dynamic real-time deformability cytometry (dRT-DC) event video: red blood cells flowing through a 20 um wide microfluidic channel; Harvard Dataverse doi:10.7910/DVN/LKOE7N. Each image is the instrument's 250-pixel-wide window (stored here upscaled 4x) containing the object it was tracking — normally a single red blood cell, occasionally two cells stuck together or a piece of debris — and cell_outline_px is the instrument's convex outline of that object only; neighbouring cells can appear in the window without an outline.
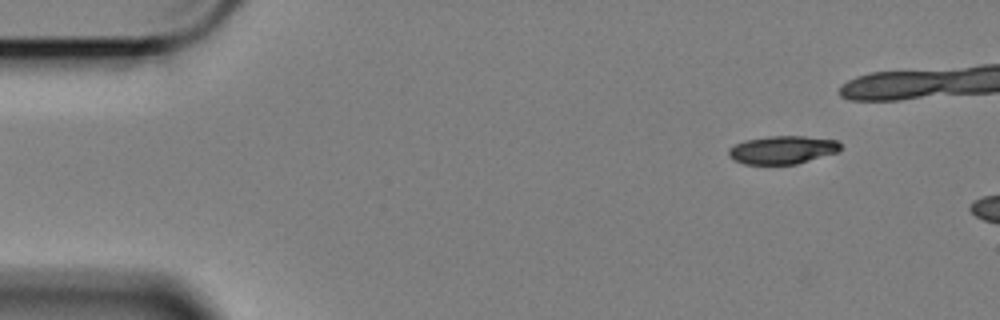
{"species": "Egyptian fruit bat (a non-hibernating species)", "species_latin": "Rousettus aegyptiacus", "temperature_condition": "cold", "stored_images_in_passage": 12, "camera_frame_rate_fps": 3000, "um_per_image_px": 0.085, "animal": {"sex": "female"}, "frame": {"image": 1, "passage_image": 6, "time_ms": 1.667, "image_size_px": [1000, 320], "cell_outline_px": [[840, 152], [796, 164], [744, 164], [732, 160], [728, 156], [728, 148], [744, 140], [768, 136], [804, 136], [836, 140], [840, 144]], "centroid_in_image_um": [66.49, 12.74], "position_along_channel_um": 18.5, "area_um2": 18.5}}